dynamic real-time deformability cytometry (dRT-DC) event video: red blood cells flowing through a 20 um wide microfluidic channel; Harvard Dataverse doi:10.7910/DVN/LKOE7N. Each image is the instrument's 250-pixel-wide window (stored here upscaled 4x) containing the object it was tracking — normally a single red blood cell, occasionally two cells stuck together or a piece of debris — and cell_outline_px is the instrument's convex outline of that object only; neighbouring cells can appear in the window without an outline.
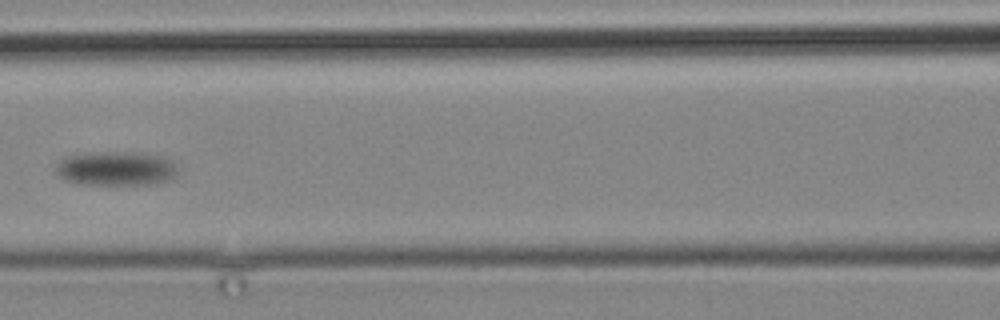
{"species": "common noctule bat (a hibernating species)", "species_latin": "Nyctalus noctula", "temperature_condition": "cold", "stored_images_in_passage": 18, "camera_frame_rate_fps": 3000, "um_per_image_px": 0.085, "animal": {"sex": "male", "body_mass_g": 19.2, "forearm_length_mm": 51.8}, "frame": {"image": 1, "passage_image": 16, "time_ms": 19.0, "image_size_px": [1000, 320], "cell_outline_px": [[176, 176], [168, 180], [148, 184], [84, 184], [64, 180], [56, 172], [56, 164], [60, 160], [68, 156], [84, 152], [132, 152], [160, 156], [172, 160], [176, 168]], "centroid_in_image_um": [9.83, 14.31], "position_along_channel_um": 156.8, "area_um2": 24.22}}
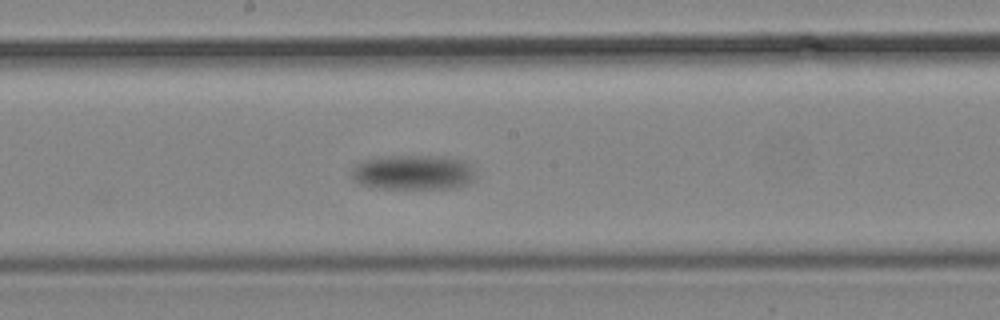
{"frame": {"image": 2, "passage_image": 18, "time_ms": 21.333, "image_size_px": [1000, 320], "cell_outline_px": [[472, 180], [468, 184], [452, 188], [372, 188], [360, 184], [352, 180], [352, 168], [356, 164], [364, 160], [388, 156], [436, 156], [464, 160], [472, 168]], "centroid_in_image_um": [35.06, 14.66], "position_along_channel_um": 213.1, "area_um2": 24.97}}